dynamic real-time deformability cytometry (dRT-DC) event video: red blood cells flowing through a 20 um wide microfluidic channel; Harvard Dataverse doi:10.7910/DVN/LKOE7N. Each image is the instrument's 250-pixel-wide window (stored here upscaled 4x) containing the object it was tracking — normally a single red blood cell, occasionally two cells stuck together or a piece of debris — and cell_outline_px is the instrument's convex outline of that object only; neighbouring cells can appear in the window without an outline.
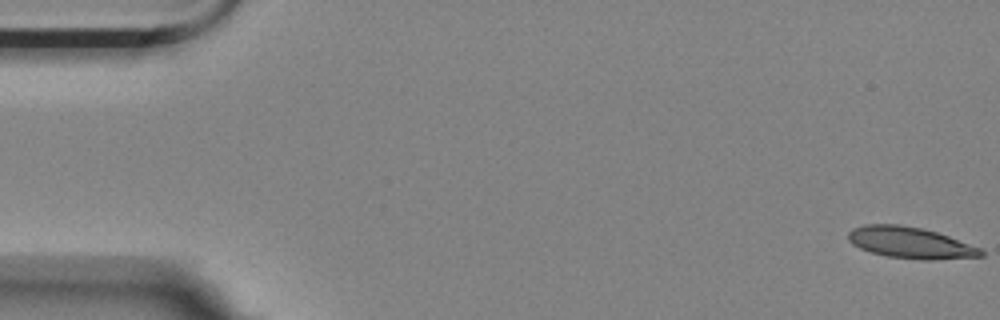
{"species": "Egyptian fruit bat (a non-hibernating species)", "species_latin": "Rousettus aegyptiacus", "temperature_condition": "room temperature", "stored_images_in_passage": 57, "camera_frame_rate_fps": 3000, "um_per_image_px": 0.085, "animal": {"sex": "female"}, "frame": {"image": 1, "passage_image": 1, "time_ms": 0.0, "image_size_px": [1000, 320], "cell_outline_px": [[984, 256], [932, 260], [920, 260], [888, 256], [872, 252], [860, 248], [852, 244], [848, 240], [848, 232], [852, 228], [864, 224], [900, 224], [920, 228], [936, 232], [948, 236], [980, 248], [984, 252]], "centroid_in_image_um": [77.35, 20.63], "position_along_channel_um": 7.6, "area_um2": 24.16}}
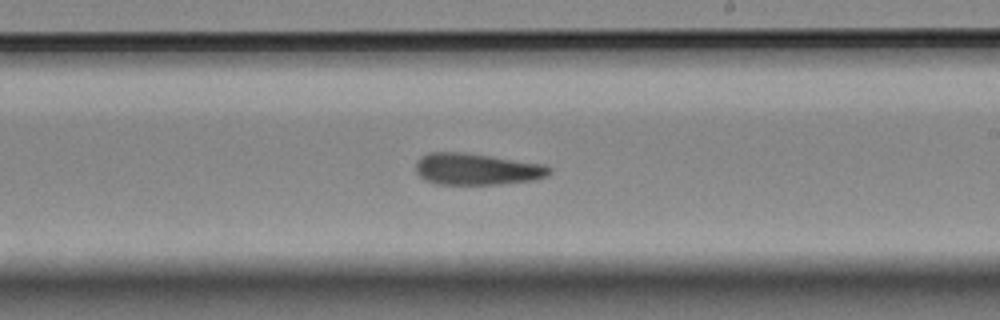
{"frame": {"image": 2, "passage_image": 33, "time_ms": 10.667, "image_size_px": [1000, 320], "cell_outline_px": [[552, 172], [548, 176], [536, 180], [500, 184], [436, 184], [424, 180], [416, 172], [416, 160], [420, 156], [428, 152], [464, 152], [544, 164], [552, 168]], "centroid_in_image_um": [40.53, 14.37], "position_along_channel_um": 248.5, "area_um2": 24.91}}
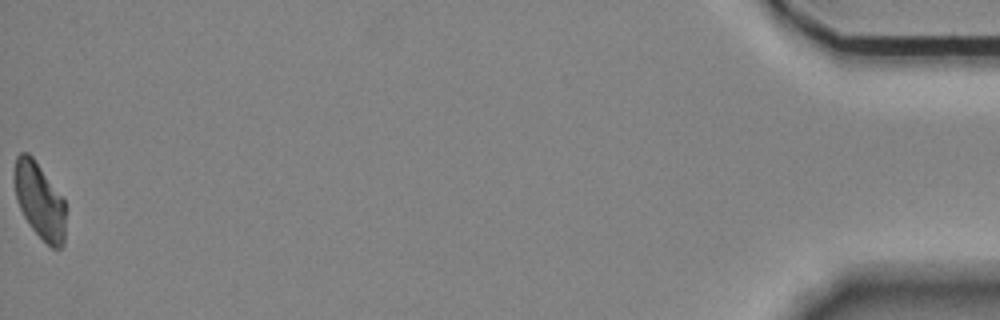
{"frame": {"image": 3, "passage_image": 57, "time_ms": 18.667, "image_size_px": [1000, 320], "cell_outline_px": [[68, 208], [64, 244], [60, 248], [52, 248], [28, 224], [16, 200], [12, 180], [12, 172], [16, 156], [20, 152], [28, 152], [32, 156], [64, 200]], "centroid_in_image_um": [3.36, 17.05], "position_along_channel_um": 431.8, "area_um2": 23.29}, "authors_computed_cell_mechanics": {"area_um2": 24.854, "velocity_mm_per_s": 3.5131, "shape_relaxation_time_tau1_ms": null, "shape_relaxation_time_tau2_ms": 8.3552, "deformation_change_tau1": null, "deformation_change_tau2": 0.1972}}